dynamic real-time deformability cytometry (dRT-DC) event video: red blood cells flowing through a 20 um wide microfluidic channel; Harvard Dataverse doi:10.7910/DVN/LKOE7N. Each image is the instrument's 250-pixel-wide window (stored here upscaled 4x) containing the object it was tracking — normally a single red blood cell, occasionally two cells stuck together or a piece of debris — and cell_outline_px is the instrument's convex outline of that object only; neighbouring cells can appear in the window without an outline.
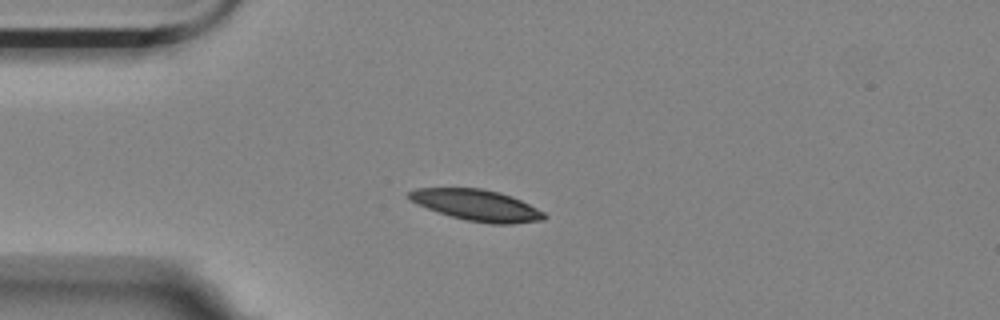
{"species": "Egyptian fruit bat (a non-hibernating species)", "species_latin": "Rousettus aegyptiacus", "temperature_condition": "room temperature", "stored_images_in_passage": 30, "camera_frame_rate_fps": 3000, "um_per_image_px": 0.085, "animal": {"sex": "female"}, "frame": {"image": 1, "passage_image": 1, "time_ms": 0.0, "image_size_px": [1000, 320], "cell_outline_px": [[548, 216], [544, 220], [512, 224], [492, 224], [468, 220], [452, 216], [416, 204], [408, 196], [408, 192], [416, 188], [480, 188], [500, 192], [512, 196], [544, 212]], "centroid_in_image_um": [40.56, 17.44], "position_along_channel_um": 44.4, "area_um2": 24.33}}
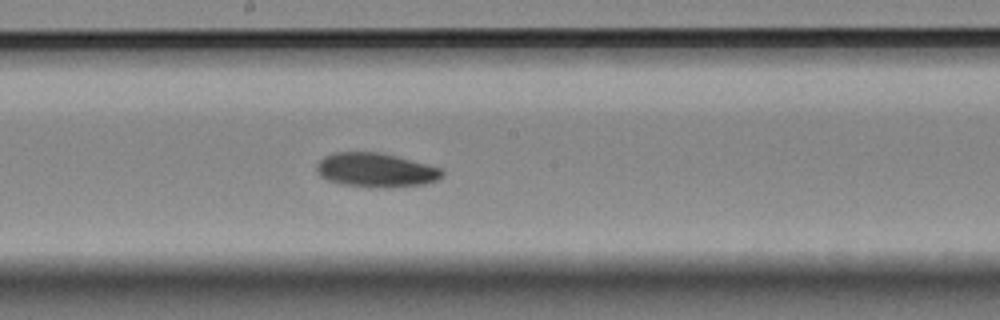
{"frame": {"image": 2, "passage_image": 17, "time_ms": 5.333, "image_size_px": [1000, 320], "cell_outline_px": [[444, 176], [436, 180], [424, 184], [388, 188], [368, 188], [340, 184], [328, 180], [320, 176], [316, 172], [316, 164], [324, 156], [336, 152], [380, 152], [396, 156], [440, 168], [444, 172]], "centroid_in_image_um": [31.91, 14.47], "position_along_channel_um": 216.3, "area_um2": 25.2}}
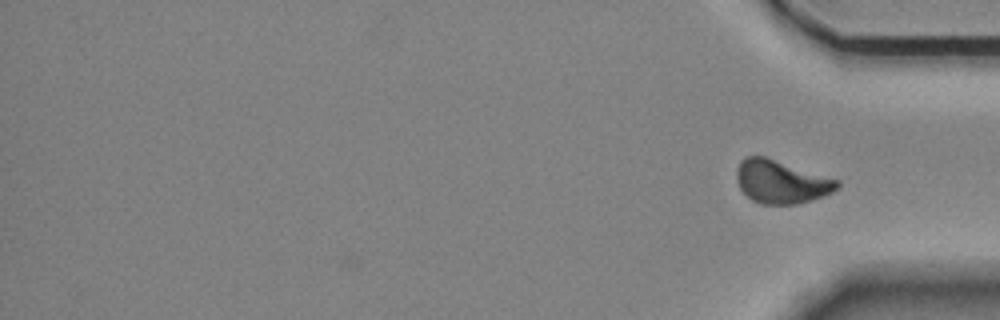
{"frame": {"image": 3, "passage_image": 30, "time_ms": 9.667, "image_size_px": [1000, 320], "cell_outline_px": [[840, 188], [824, 196], [812, 200], [796, 204], [760, 204], [752, 200], [740, 188], [736, 180], [736, 172], [740, 160], [744, 156], [764, 156], [840, 180]], "centroid_in_image_um": [66.41, 15.45], "position_along_channel_um": 368.8, "area_um2": 25.43}, "authors_computed_cell_mechanics": {"area_um2": 24.8829, "velocity_mm_per_s": 3.5339, "shape_relaxation_time_tau1_ms": 6.3015, "shape_relaxation_time_tau2_ms": 6.5042, "deformation_change_tau1": 0.1515, "deformation_change_tau2": 0.1016}}